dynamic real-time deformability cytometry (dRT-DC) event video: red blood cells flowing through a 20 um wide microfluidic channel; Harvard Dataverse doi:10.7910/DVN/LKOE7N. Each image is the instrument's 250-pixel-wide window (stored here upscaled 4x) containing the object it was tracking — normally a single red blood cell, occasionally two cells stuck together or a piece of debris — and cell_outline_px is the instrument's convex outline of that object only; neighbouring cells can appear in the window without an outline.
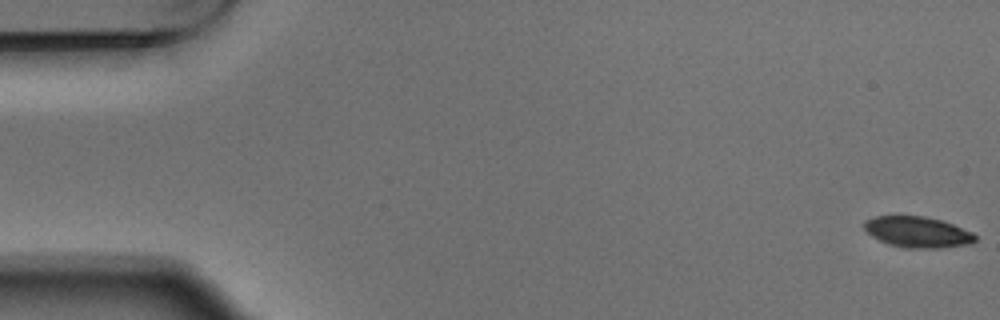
{"species": "Egyptian fruit bat (a non-hibernating species)", "species_latin": "Rousettus aegyptiacus", "temperature_condition": "warm", "stored_images_in_passage": 6, "segment_of_instrument_passage": [1, 2], "camera_frame_rate_fps": 3000, "um_per_image_px": 0.085, "animal": {"sex": "male"}, "frame": {"image": 1, "passage_image": 1, "time_ms": 0.0, "image_size_px": [1000, 320], "cell_outline_px": [[976, 240], [972, 244], [940, 248], [904, 248], [880, 240], [872, 236], [864, 228], [864, 220], [876, 216], [924, 216], [940, 220], [952, 224], [972, 232], [976, 236]], "centroid_in_image_um": [78.01, 19.73], "position_along_channel_um": 7.0, "area_um2": 19.88}}
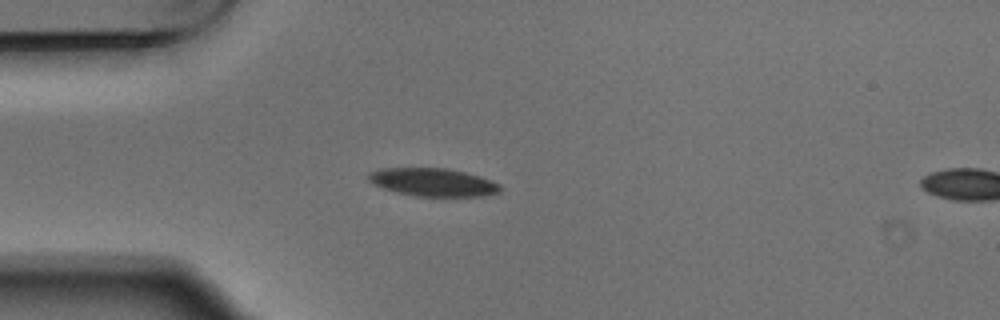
{"frame": {"image": 2, "passage_image": 5, "time_ms": 1.333, "image_size_px": [1000, 320], "cell_outline_px": [[500, 192], [480, 196], [416, 196], [396, 192], [372, 184], [368, 180], [368, 172], [380, 168], [448, 168], [480, 176], [492, 180], [500, 184]], "centroid_in_image_um": [36.78, 15.48], "position_along_channel_um": 48.2, "area_um2": 21.56}}